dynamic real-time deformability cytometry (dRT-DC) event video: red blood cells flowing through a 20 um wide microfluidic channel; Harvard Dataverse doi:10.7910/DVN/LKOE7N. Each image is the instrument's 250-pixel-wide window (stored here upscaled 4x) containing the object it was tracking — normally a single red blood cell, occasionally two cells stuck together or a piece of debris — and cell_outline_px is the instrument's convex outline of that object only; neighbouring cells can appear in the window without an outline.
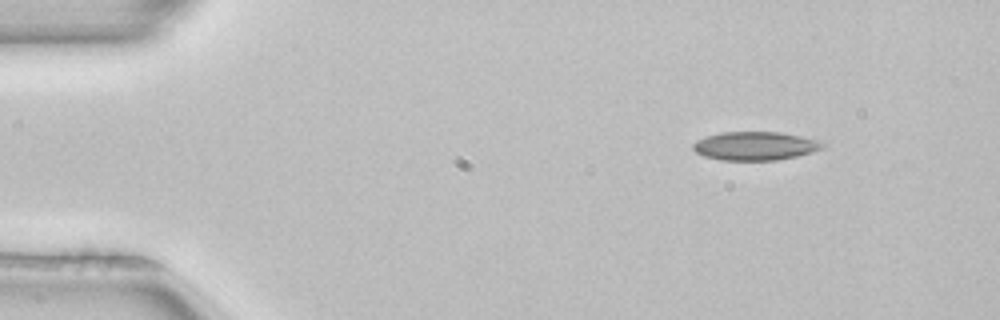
{"species": "common noctule bat (a hibernating species)", "species_latin": "Nyctalus noctula", "temperature_condition": "room temperature", "stored_images_in_passage": 4, "camera_frame_rate_fps": 3000, "um_per_image_px": 0.085, "animal": {"sex": "female", "body_mass_g": 22.7, "forearm_length_mm": 54.2}, "frame": {"image": 1, "passage_image": 2, "time_ms": 0.333, "image_size_px": [1000, 320], "cell_outline_px": [[828, 144], [824, 148], [812, 152], [796, 156], [776, 160], [720, 160], [704, 156], [696, 152], [692, 148], [692, 144], [696, 140], [720, 132], [780, 132], [824, 140]], "centroid_in_image_um": [64.25, 12.4], "position_along_channel_um": 20.7, "area_um2": 21.85}}
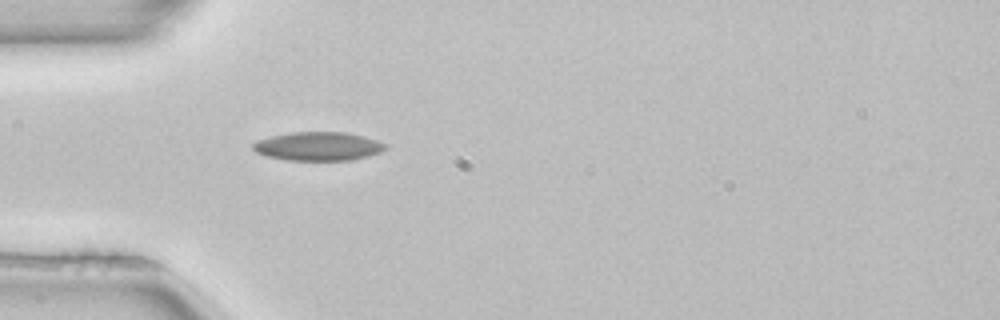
{"frame": {"image": 2, "passage_image": 4, "time_ms": 1.0, "image_size_px": [1000, 320], "cell_outline_px": [[388, 148], [380, 152], [368, 156], [352, 160], [284, 160], [264, 156], [256, 152], [252, 148], [252, 144], [256, 140], [272, 136], [292, 132], [344, 132], [364, 136], [376, 140], [384, 144]], "centroid_in_image_um": [27.01, 12.44], "position_along_channel_um": 58.0, "area_um2": 22.2}}